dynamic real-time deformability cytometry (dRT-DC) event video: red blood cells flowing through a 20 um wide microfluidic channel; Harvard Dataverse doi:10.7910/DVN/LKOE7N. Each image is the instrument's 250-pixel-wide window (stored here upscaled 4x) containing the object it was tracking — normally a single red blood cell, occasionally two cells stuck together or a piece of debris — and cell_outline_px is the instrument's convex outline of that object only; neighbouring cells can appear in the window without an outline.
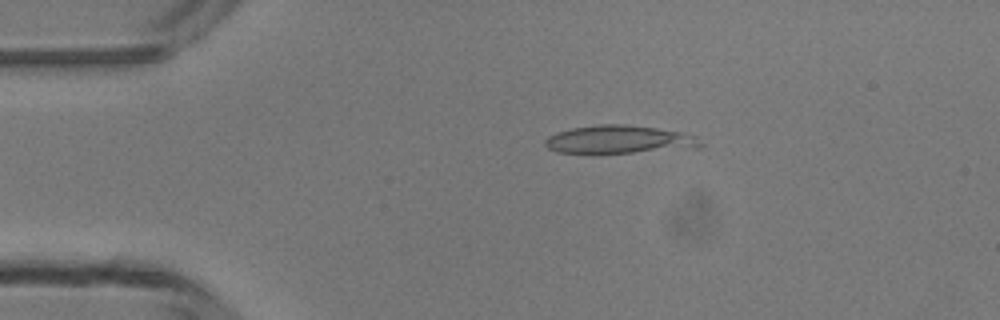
{"species": "common noctule bat (a hibernating species)", "species_latin": "Nyctalus noctula", "temperature_condition": "room temperature", "stored_images_in_passage": 3, "camera_frame_rate_fps": 3000, "um_per_image_px": 0.085, "animal": {"sex": "male", "body_mass_g": 13.3}, "frame": {"image": 1, "passage_image": 2, "time_ms": 1.0, "image_size_px": [1000, 320], "cell_outline_px": [[704, 144], [700, 148], [596, 156], [556, 152], [548, 148], [544, 144], [544, 140], [548, 136], [556, 132], [572, 128], [600, 124], [624, 124], [656, 128], [696, 136]], "centroid_in_image_um": [52.58, 11.92], "position_along_channel_um": 32.4, "area_um2": 26.7}}